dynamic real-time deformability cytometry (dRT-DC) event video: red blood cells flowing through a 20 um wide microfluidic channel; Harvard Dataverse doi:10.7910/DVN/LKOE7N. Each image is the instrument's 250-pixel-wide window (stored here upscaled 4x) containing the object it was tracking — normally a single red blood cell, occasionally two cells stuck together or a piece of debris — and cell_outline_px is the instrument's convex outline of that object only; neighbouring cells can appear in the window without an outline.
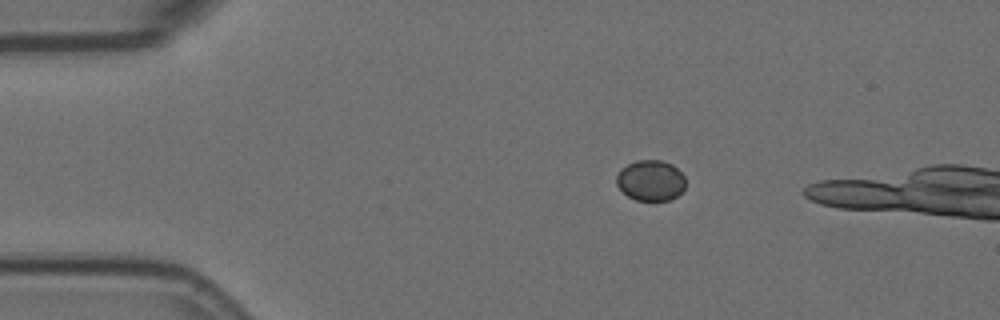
{"species": "Egyptian fruit bat (a non-hibernating species)", "species_latin": "Rousettus aegyptiacus", "temperature_condition": "room temperature", "stored_images_in_passage": 8, "segment_of_instrument_passage": [1, 2], "camera_frame_rate_fps": 3000, "um_per_image_px": 0.085, "animal": {"sex": "female"}, "frame": {"image": 1, "passage_image": 3, "time_ms": 0.667, "image_size_px": [1000, 320], "cell_outline_px": [[684, 188], [676, 196], [668, 200], [636, 200], [628, 196], [616, 184], [616, 176], [620, 168], [636, 160], [660, 160], [672, 164], [684, 176]], "centroid_in_image_um": [55.28, 15.32], "position_along_channel_um": 29.7, "area_um2": 16.24}}
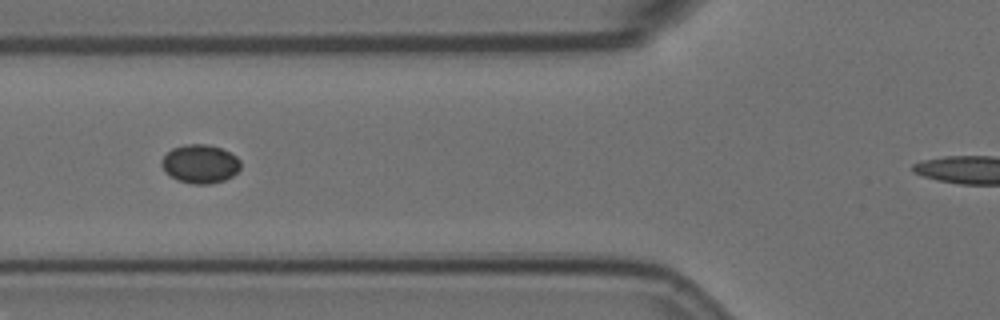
{"frame": {"image": 2, "passage_image": 6, "time_ms": 1.667, "image_size_px": [1000, 320], "cell_outline_px": [[240, 168], [232, 176], [224, 180], [212, 184], [192, 184], [180, 180], [172, 176], [160, 164], [160, 160], [172, 148], [184, 144], [208, 144], [220, 148], [236, 156], [240, 160]], "centroid_in_image_um": [17.02, 13.92], "position_along_channel_um": 108.8, "area_um2": 17.63}}
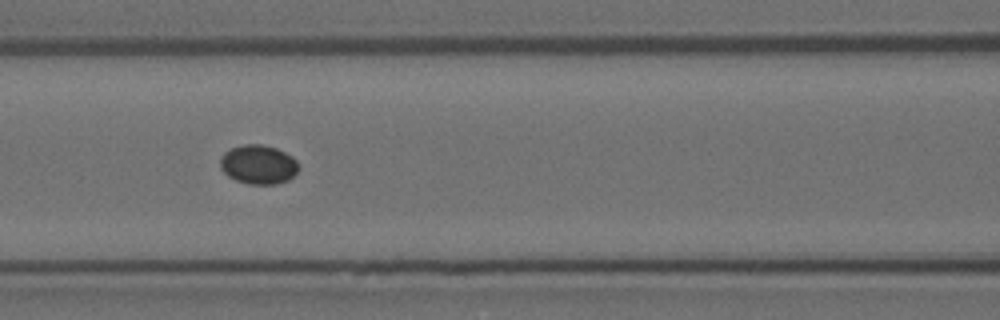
{"frame": {"image": 3, "passage_image": 7, "time_ms": 2.0, "image_size_px": [1000, 320], "cell_outline_px": [[300, 168], [288, 180], [276, 184], [248, 184], [236, 180], [228, 176], [220, 168], [220, 156], [224, 152], [232, 148], [244, 144], [264, 144], [276, 148], [292, 156], [296, 160]], "centroid_in_image_um": [21.95, 13.98], "position_along_channel_um": 144.6, "area_um2": 17.98}}